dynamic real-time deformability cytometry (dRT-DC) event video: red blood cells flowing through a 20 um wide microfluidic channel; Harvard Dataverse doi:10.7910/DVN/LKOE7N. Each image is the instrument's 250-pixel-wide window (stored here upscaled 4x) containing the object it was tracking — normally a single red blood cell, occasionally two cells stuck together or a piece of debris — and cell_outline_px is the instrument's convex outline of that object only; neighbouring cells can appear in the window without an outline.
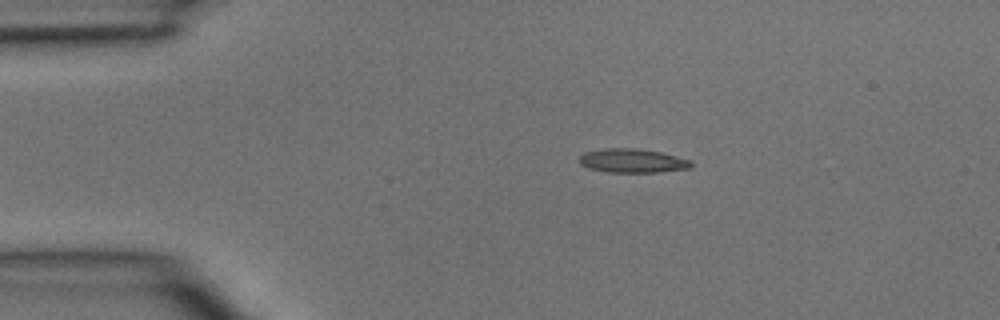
{"species": "common noctule bat (a hibernating species)", "species_latin": "Nyctalus noctula", "temperature_condition": "room temperature", "stored_images_in_passage": 2, "camera_frame_rate_fps": 3000, "um_per_image_px": 0.085, "animal": {"sex": "male", "body_mass_g": 15.6}, "frame": {"image": 1, "passage_image": 1, "time_ms": 0.0, "image_size_px": [1000, 320], "cell_outline_px": [[692, 168], [660, 172], [608, 172], [588, 168], [580, 164], [580, 156], [584, 152], [604, 148], [636, 148], [660, 152], [692, 160]], "centroid_in_image_um": [53.77, 13.66], "position_along_channel_um": 31.2, "area_um2": 15.66}}